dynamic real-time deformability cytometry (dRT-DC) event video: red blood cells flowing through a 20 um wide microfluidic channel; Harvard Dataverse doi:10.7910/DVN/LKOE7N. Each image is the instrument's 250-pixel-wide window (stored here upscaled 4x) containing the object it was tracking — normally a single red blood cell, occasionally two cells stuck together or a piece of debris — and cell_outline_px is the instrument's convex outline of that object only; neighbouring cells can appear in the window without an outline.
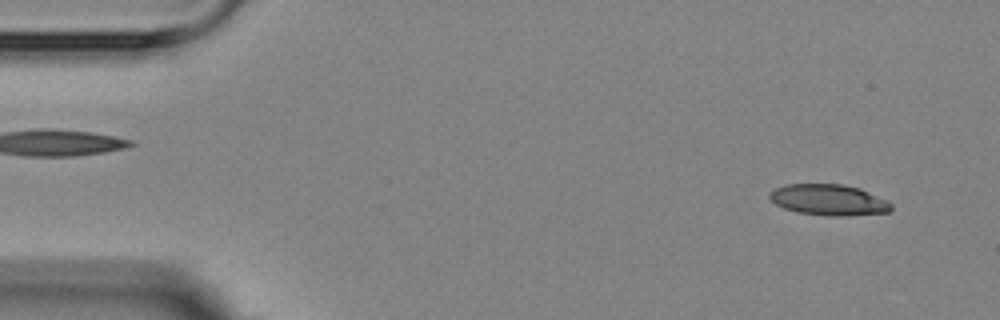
{"species": "Egyptian fruit bat (a non-hibernating species)", "species_latin": "Rousettus aegyptiacus", "temperature_condition": "room temperature", "stored_images_in_passage": 5, "camera_frame_rate_fps": 3000, "um_per_image_px": 0.085, "animal": {"sex": "female"}, "frame": {"image": 1, "passage_image": 1, "time_ms": 0.0, "image_size_px": [1000, 320], "cell_outline_px": [[892, 208], [888, 212], [848, 216], [828, 216], [796, 212], [784, 208], [776, 204], [768, 196], [768, 192], [784, 184], [844, 184], [860, 188], [888, 200], [892, 204]], "centroid_in_image_um": [70.45, 16.99], "position_along_channel_um": 14.6, "area_um2": 22.2}}